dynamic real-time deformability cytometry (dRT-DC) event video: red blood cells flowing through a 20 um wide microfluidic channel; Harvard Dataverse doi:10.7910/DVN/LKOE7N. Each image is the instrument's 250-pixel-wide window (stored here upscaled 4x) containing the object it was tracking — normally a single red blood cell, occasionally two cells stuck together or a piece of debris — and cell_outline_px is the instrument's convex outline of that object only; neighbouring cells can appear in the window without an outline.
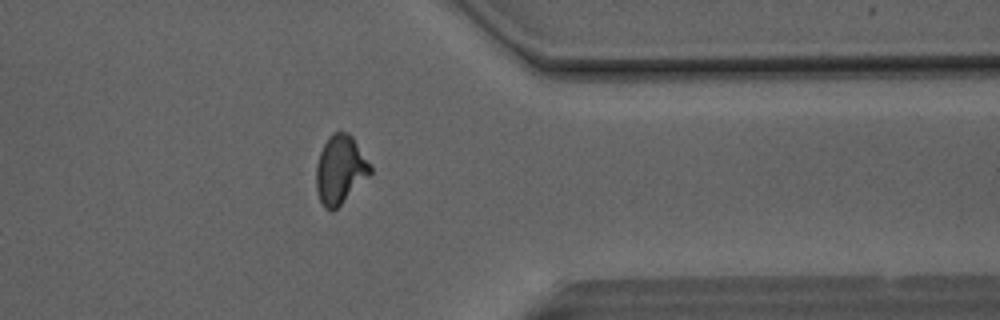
{"species": "Egyptian fruit bat (a non-hibernating species)", "species_latin": "Rousettus aegyptiacus", "temperature_condition": "room temperature", "stored_images_in_passage": 50, "camera_frame_rate_fps": 3000, "um_per_image_px": 0.085, "animal": {"sex": "male"}, "frame": {"image": 1, "passage_image": 40, "time_ms": 13.0, "image_size_px": [1000, 320], "cell_outline_px": [[372, 172], [332, 212], [324, 208], [320, 200], [316, 188], [316, 164], [320, 152], [328, 136], [332, 132], [348, 132], [352, 136], [372, 168]], "centroid_in_image_um": [28.88, 14.4], "position_along_channel_um": 382.5, "area_um2": 21.27}}
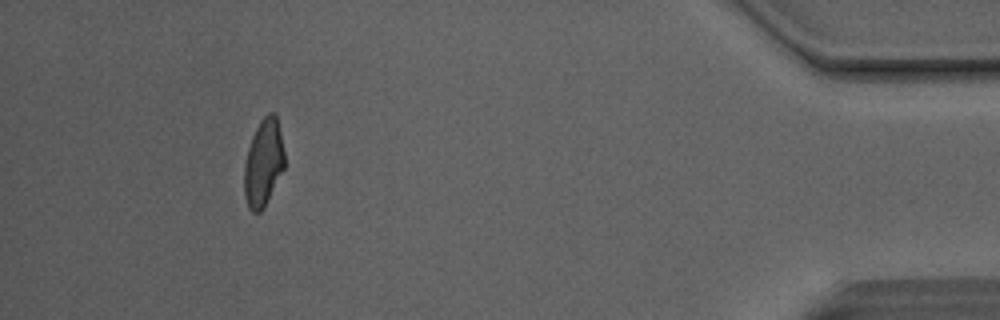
{"frame": {"image": 2, "passage_image": 46, "time_ms": 15.0, "image_size_px": [1000, 320], "cell_outline_px": [[284, 168], [264, 208], [260, 212], [252, 212], [248, 208], [244, 196], [244, 164], [248, 148], [252, 136], [260, 120], [268, 112], [276, 112], [284, 152]], "centroid_in_image_um": [22.38, 13.84], "position_along_channel_um": 412.8, "area_um2": 20.58}, "authors_computed_cell_mechanics": {"area_um2": 21.4727, "velocity_mm_per_s": 4.1396, "shape_relaxation_time_tau1_ms": 6.5255, "shape_relaxation_time_tau2_ms": 2.0171, "deformation_change_tau1": 0.1959, "deformation_change_tau2": 0.0961}}